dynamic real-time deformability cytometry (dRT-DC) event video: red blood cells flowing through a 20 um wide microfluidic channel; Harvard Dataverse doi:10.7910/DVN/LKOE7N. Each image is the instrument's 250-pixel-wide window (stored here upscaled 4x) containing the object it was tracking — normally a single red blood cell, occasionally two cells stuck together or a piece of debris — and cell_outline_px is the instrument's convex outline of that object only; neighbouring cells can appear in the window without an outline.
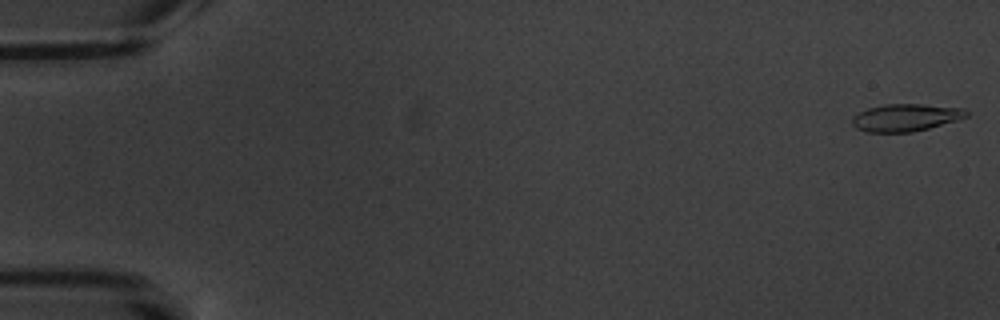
{"species": "common noctule bat (a hibernating species)", "species_latin": "Nyctalus noctula", "temperature_condition": "warm", "stored_images_in_passage": 9, "camera_frame_rate_fps": 3000, "um_per_image_px": 0.085, "animal": {"sex": "male", "body_mass_g": 20.1, "forearm_length_mm": 53.5}, "frame": {"image": 1, "passage_image": 1, "time_ms": 0.0, "image_size_px": [1000, 320], "cell_outline_px": [[968, 116], [956, 120], [928, 128], [912, 132], [868, 132], [856, 128], [852, 124], [852, 116], [868, 108], [884, 104], [920, 104], [964, 108], [968, 112]], "centroid_in_image_um": [76.96, 9.99], "position_along_channel_um": 8.0, "area_um2": 18.09}}
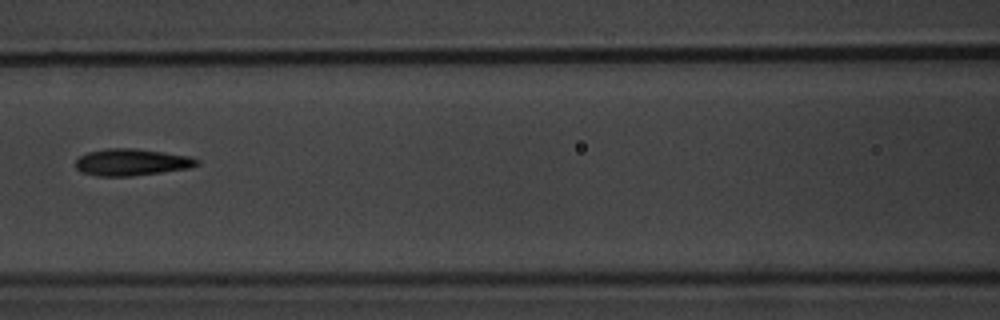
{"frame": {"image": 2, "passage_image": 7, "time_ms": 8.667, "image_size_px": [1000, 320], "cell_outline_px": [[200, 164], [188, 168], [132, 176], [96, 176], [80, 172], [76, 168], [76, 160], [80, 156], [88, 152], [108, 148], [136, 148], [188, 156], [200, 160]], "centroid_in_image_um": [11.16, 13.79], "position_along_channel_um": 155.4, "area_um2": 18.9}}
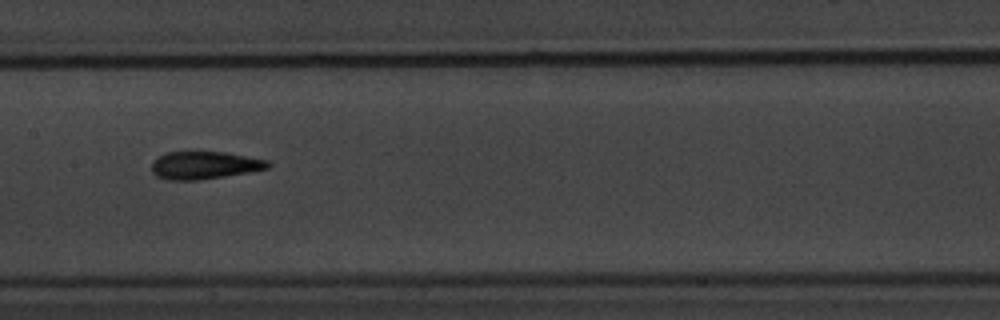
{"frame": {"image": 3, "passage_image": 8, "time_ms": 9.667, "image_size_px": [1000, 320], "cell_outline_px": [[272, 164], [268, 168], [248, 172], [200, 180], [168, 180], [156, 176], [152, 172], [152, 160], [168, 152], [228, 152], [268, 160]], "centroid_in_image_um": [17.38, 14.04], "position_along_channel_um": 190.0, "area_um2": 18.79}}